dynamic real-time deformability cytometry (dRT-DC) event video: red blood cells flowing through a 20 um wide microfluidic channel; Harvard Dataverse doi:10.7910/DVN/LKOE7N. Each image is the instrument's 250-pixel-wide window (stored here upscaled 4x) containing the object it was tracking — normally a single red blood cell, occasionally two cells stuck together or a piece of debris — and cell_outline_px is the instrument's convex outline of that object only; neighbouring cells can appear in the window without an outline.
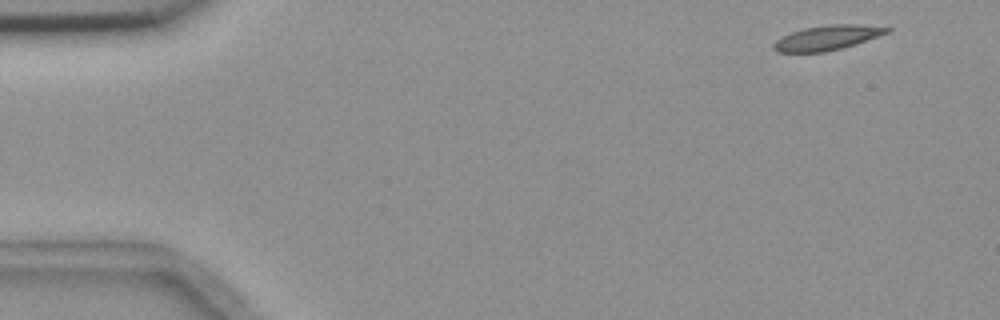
{"species": "common noctule bat (a hibernating species)", "species_latin": "Nyctalus noctula", "temperature_condition": "room temperature", "stored_images_in_passage": 5, "camera_frame_rate_fps": 3000, "um_per_image_px": 0.085, "animal": {"sex": "female", "body_mass_g": 18.4}, "frame": {"image": 1, "passage_image": 1, "time_ms": 0.0, "image_size_px": [1000, 320], "cell_outline_px": [[892, 32], [856, 44], [824, 52], [776, 52], [772, 48], [772, 44], [776, 40], [792, 32], [804, 28], [828, 24], [856, 24], [892, 28]], "centroid_in_image_um": [70.34, 3.2], "position_along_channel_um": 14.7, "area_um2": 16.36}}